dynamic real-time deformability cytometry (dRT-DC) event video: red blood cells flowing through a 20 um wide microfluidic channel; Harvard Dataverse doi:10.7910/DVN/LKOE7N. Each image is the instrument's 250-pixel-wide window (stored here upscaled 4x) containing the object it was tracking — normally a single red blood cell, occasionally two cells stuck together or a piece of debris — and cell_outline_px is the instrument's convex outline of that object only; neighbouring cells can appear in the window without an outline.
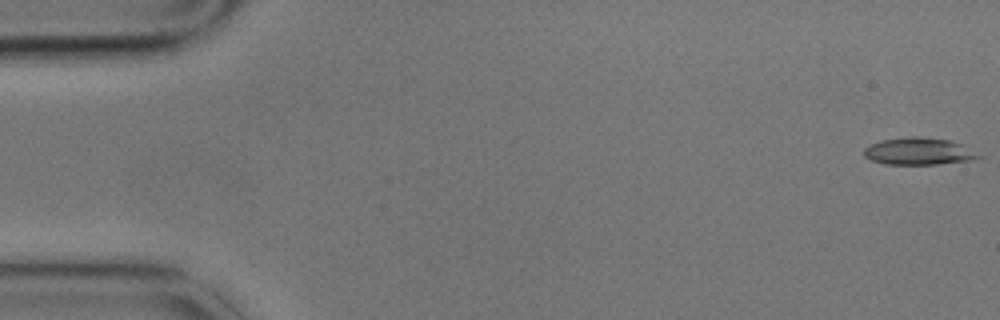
{"species": "common noctule bat (a hibernating species)", "species_latin": "Nyctalus noctula", "temperature_condition": "cold", "stored_images_in_passage": 5, "camera_frame_rate_fps": 3000, "um_per_image_px": 0.085, "animal": {"sex": "male", "body_mass_g": 17.9}, "frame": {"image": 1, "passage_image": 1, "time_ms": 0.0, "image_size_px": [1000, 320], "cell_outline_px": [[984, 156], [972, 160], [936, 164], [884, 164], [872, 160], [864, 156], [864, 148], [880, 140], [912, 136], [920, 136], [948, 140], [960, 144]], "centroid_in_image_um": [78.08, 12.86], "position_along_channel_um": 6.9, "area_um2": 17.98}}
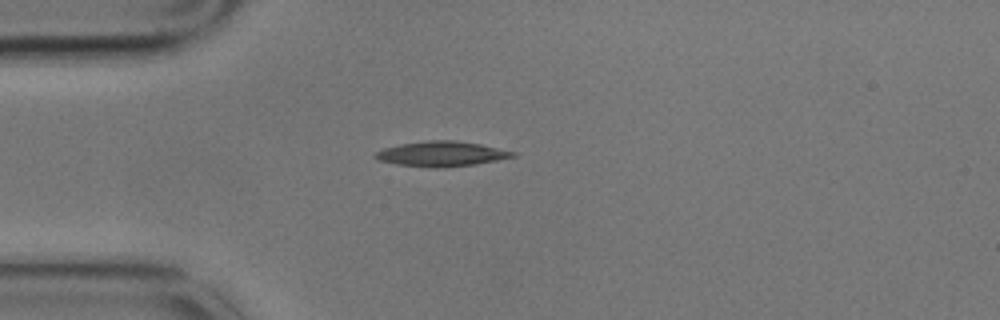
{"frame": {"image": 2, "passage_image": 5, "time_ms": 1.333, "image_size_px": [1000, 320], "cell_outline_px": [[516, 156], [476, 164], [436, 168], [432, 168], [396, 164], [380, 160], [372, 156], [376, 152], [384, 148], [400, 144], [428, 140], [456, 140], [480, 144], [516, 152]], "centroid_in_image_um": [37.51, 13.07], "position_along_channel_um": 47.5, "area_um2": 19.94}}